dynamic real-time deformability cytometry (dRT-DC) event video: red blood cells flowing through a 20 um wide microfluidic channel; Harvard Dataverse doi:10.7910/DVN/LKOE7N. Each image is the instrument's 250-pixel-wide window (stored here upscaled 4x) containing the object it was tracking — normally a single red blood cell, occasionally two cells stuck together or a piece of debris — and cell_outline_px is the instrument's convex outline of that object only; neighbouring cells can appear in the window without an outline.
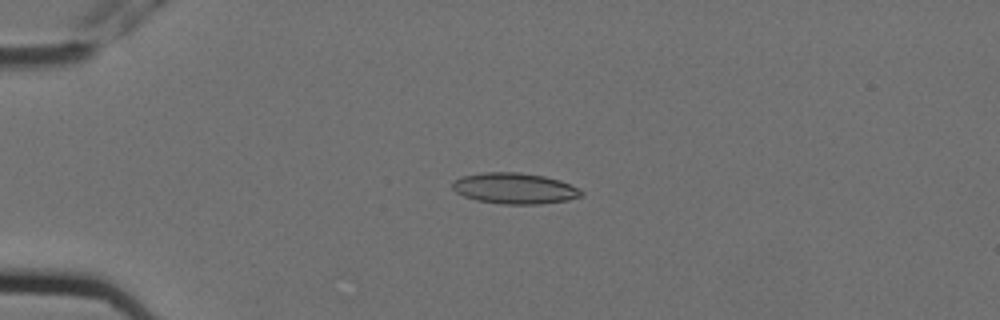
{"species": "Egyptian fruit bat (a non-hibernating species)", "species_latin": "Rousettus aegyptiacus", "temperature_condition": "cold", "stored_images_in_passage": 6, "camera_frame_rate_fps": 3000, "um_per_image_px": 0.085, "animal": {"sex": "female"}, "frame": {"image": 1, "passage_image": 5, "time_ms": 1.333, "image_size_px": [1000, 320], "cell_outline_px": [[584, 196], [568, 200], [540, 204], [504, 204], [476, 200], [464, 196], [456, 192], [452, 188], [452, 184], [456, 180], [464, 176], [484, 172], [520, 172], [544, 176], [560, 180], [580, 188], [584, 192]], "centroid_in_image_um": [43.8, 16.01], "position_along_channel_um": 41.2, "area_um2": 23.29}}